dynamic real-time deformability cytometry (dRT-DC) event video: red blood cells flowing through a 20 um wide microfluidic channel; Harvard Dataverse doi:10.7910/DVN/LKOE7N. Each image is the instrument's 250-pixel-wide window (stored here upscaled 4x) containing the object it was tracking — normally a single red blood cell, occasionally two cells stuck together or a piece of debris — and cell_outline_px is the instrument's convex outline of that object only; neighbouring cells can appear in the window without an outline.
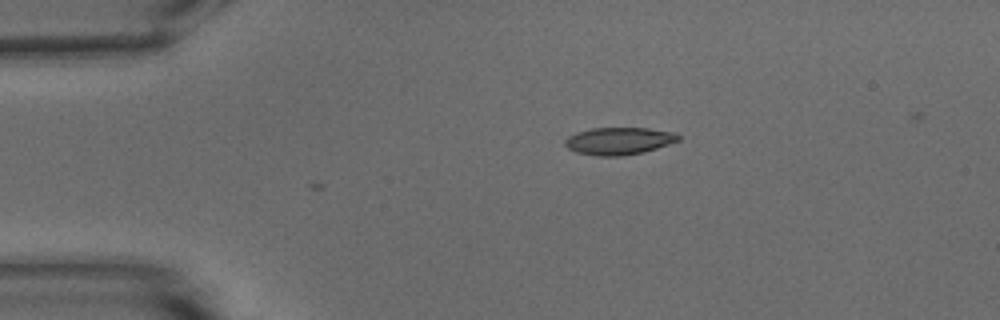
{"species": "common noctule bat (a hibernating species)", "species_latin": "Nyctalus noctula", "temperature_condition": "warm", "stored_images_in_passage": 38, "camera_frame_rate_fps": 3000, "um_per_image_px": 0.085, "animal": {"sex": "male", "body_mass_g": 15.6}, "frame": {"image": 1, "passage_image": 1, "time_ms": 0.0, "image_size_px": [1000, 320], "cell_outline_px": [[680, 140], [644, 152], [624, 156], [596, 156], [576, 152], [568, 148], [564, 144], [564, 140], [568, 136], [576, 132], [592, 128], [648, 128], [676, 132], [680, 136]], "centroid_in_image_um": [52.6, 11.98], "position_along_channel_um": 32.4, "area_um2": 18.21}}
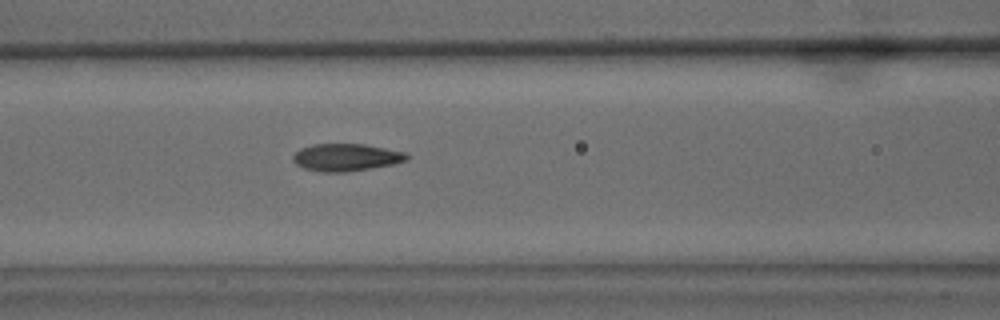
{"frame": {"image": 2, "passage_image": 13, "time_ms": 4.0, "image_size_px": [1000, 320], "cell_outline_px": [[408, 160], [392, 164], [344, 172], [324, 172], [304, 168], [296, 164], [292, 160], [292, 156], [300, 148], [312, 144], [364, 144], [404, 152], [408, 156]], "centroid_in_image_um": [29.37, 13.36], "position_along_channel_um": 137.2, "area_um2": 17.92}}
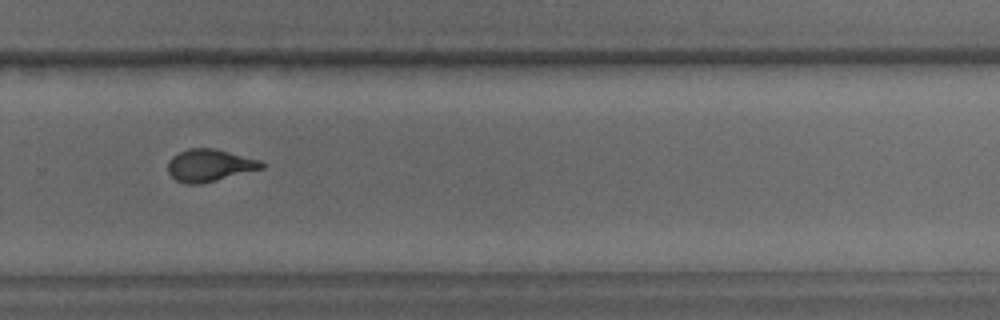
{"frame": {"image": 3, "passage_image": 27, "time_ms": 8.667, "image_size_px": [1000, 320], "cell_outline_px": [[264, 168], [200, 184], [184, 184], [176, 180], [168, 172], [168, 160], [172, 156], [188, 148], [216, 148], [260, 160], [264, 164]], "centroid_in_image_um": [17.8, 14.05], "position_along_channel_um": 312.0, "area_um2": 17.63}, "authors_computed_cell_mechanics": {"area_um2": 17.8024, "velocity_mm_per_s": 3.7534, "shape_relaxation_time_tau1_ms": 6.0892, "shape_relaxation_time_tau2_ms": 1.4263, "deformation_change_tau1": 0.2282, "deformation_change_tau2": 0.0838}}